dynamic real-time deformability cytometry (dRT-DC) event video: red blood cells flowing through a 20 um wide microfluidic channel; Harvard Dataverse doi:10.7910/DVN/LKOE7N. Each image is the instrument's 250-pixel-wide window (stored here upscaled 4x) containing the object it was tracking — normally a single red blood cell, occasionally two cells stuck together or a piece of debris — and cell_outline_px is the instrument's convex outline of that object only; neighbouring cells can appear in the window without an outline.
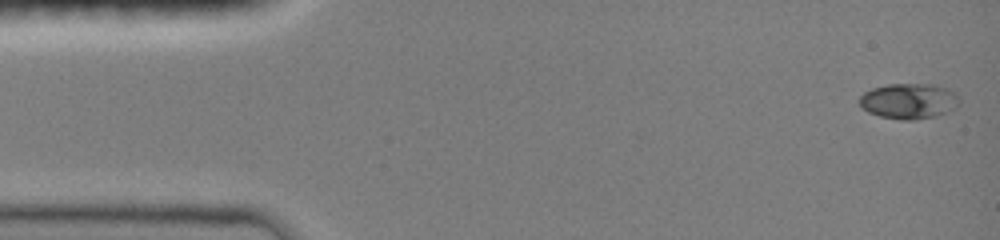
{"species": "common noctule bat (a hibernating species)", "species_latin": "Nyctalus noctula", "temperature_condition": "room temperature", "stored_images_in_passage": 46, "camera_frame_rate_fps": 3000, "um_per_image_px": 0.085, "animal": {"sex": "female", "body_mass_g": 19.0, "forearm_length_mm": 51.5}, "frame": {"image": 1, "passage_image": 1, "time_ms": 0.0, "image_size_px": [1000, 240], "cell_outline_px": [[960, 100], [956, 108], [936, 116], [912, 120], [900, 120], [880, 116], [868, 112], [860, 104], [860, 96], [864, 92], [872, 88], [888, 84], [932, 84], [948, 88], [956, 92]], "centroid_in_image_um": [77.28, 8.58], "position_along_channel_um": 7.7, "area_um2": 20.75}}
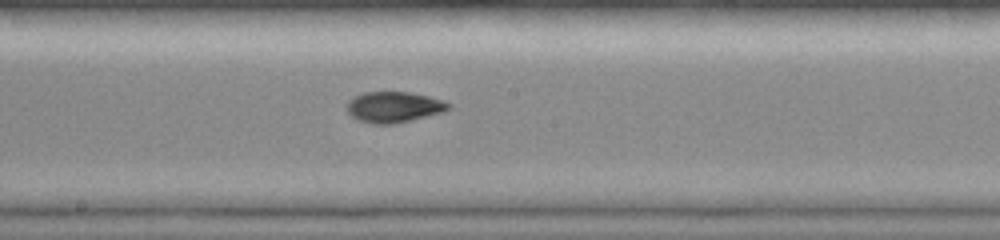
{"frame": {"image": 2, "passage_image": 25, "time_ms": 8.0, "image_size_px": [1000, 240], "cell_outline_px": [[452, 108], [440, 112], [392, 124], [372, 124], [360, 120], [352, 116], [348, 112], [348, 100], [352, 96], [364, 92], [408, 92], [428, 96], [444, 100], [452, 104]], "centroid_in_image_um": [33.47, 9.08], "position_along_channel_um": 214.7, "area_um2": 18.03}}
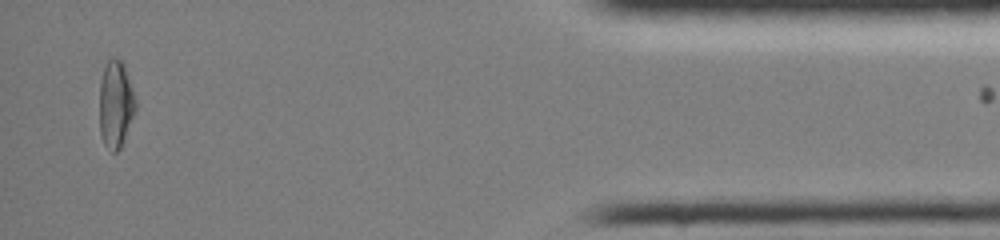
{"frame": {"image": 3, "passage_image": 45, "time_ms": 14.667, "image_size_px": [1000, 240], "cell_outline_px": [[136, 112], [120, 148], [116, 152], [112, 152], [104, 144], [100, 136], [100, 80], [104, 64], [112, 56], [116, 56], [124, 64], [136, 100]], "centroid_in_image_um": [9.83, 8.83], "position_along_channel_um": 425.4, "area_um2": 18.61}}